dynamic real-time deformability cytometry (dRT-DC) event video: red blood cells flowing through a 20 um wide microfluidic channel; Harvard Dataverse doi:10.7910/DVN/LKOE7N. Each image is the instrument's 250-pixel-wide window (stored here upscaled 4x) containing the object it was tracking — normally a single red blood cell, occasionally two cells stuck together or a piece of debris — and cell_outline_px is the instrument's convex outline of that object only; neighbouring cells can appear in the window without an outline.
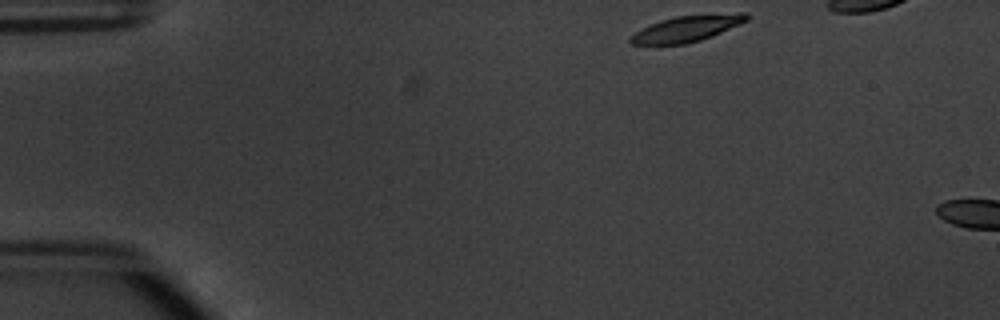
{"species": "common noctule bat (a hibernating species)", "species_latin": "Nyctalus noctula", "temperature_condition": "warm", "stored_images_in_passage": 4, "camera_frame_rate_fps": 3000, "um_per_image_px": 0.085, "animal": {"sex": "male", "body_mass_g": 20.1, "forearm_length_mm": 53.5}, "frame": {"image": 1, "passage_image": 1, "time_ms": 0.0, "image_size_px": [1000, 320], "cell_outline_px": [[752, 16], [748, 20], [740, 24], [712, 36], [700, 40], [684, 44], [632, 44], [628, 40], [640, 28], [648, 24], [660, 20], [676, 16], [736, 12], [748, 12]], "centroid_in_image_um": [58.44, 2.4], "position_along_channel_um": 26.6, "area_um2": 17.8}}